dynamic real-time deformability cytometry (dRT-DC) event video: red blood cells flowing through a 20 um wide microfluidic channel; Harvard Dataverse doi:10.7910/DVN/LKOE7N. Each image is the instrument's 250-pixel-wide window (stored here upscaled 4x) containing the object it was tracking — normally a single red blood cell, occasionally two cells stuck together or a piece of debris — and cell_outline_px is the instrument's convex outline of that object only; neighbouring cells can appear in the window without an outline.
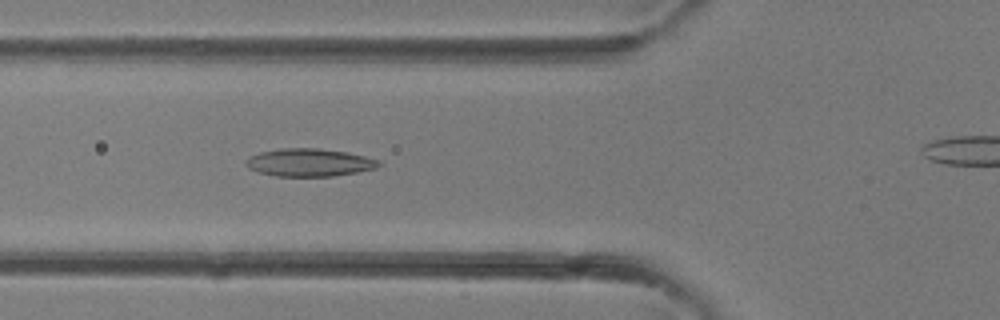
{"species": "common noctule bat (a hibernating species)", "species_latin": "Nyctalus noctula", "temperature_condition": "room temperature", "stored_images_in_passage": 29, "camera_frame_rate_fps": 3000, "um_per_image_px": 0.085, "animal": {"sex": "female"}, "frame": {"image": 1, "passage_image": 15, "time_ms": 4.667, "image_size_px": [1000, 320], "cell_outline_px": [[384, 164], [376, 168], [356, 172], [332, 176], [276, 176], [260, 172], [248, 168], [244, 164], [244, 160], [248, 156], [260, 152], [280, 148], [316, 148], [344, 152], [364, 156], [380, 160]], "centroid_in_image_um": [26.26, 13.81], "position_along_channel_um": 99.5, "area_um2": 21.56}}
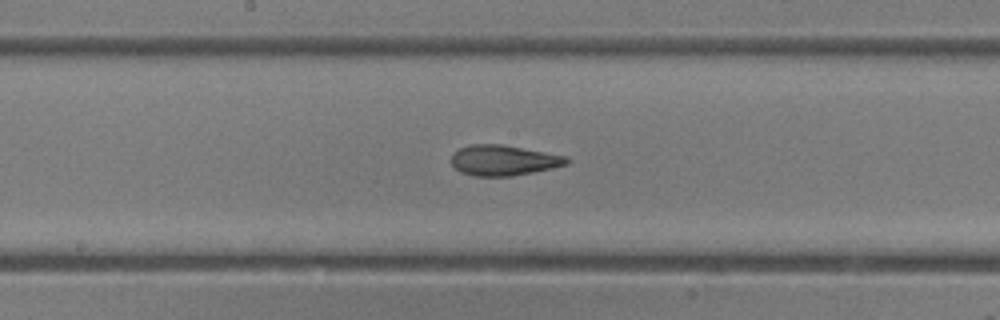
{"frame": {"image": 2, "passage_image": 21, "time_ms": 6.667, "image_size_px": [1000, 320], "cell_outline_px": [[572, 160], [568, 164], [552, 168], [512, 176], [472, 176], [460, 172], [448, 160], [452, 152], [460, 148], [472, 144], [504, 144], [568, 156]], "centroid_in_image_um": [42.79, 13.62], "position_along_channel_um": 205.4, "area_um2": 20.87}}
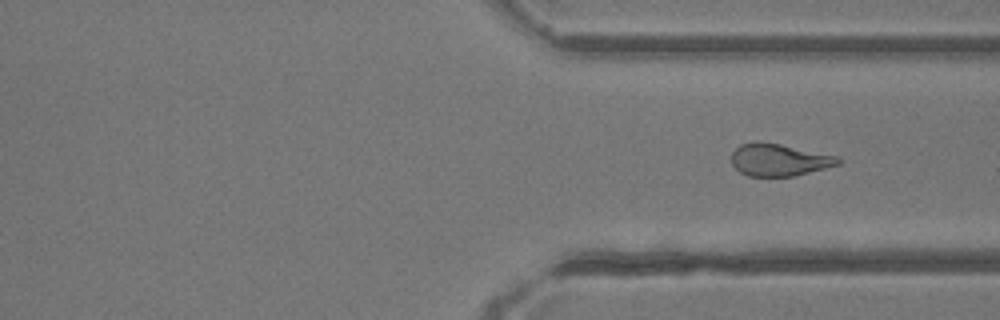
{"frame": {"image": 3, "passage_image": 29, "time_ms": 9.333, "image_size_px": [1000, 320], "cell_outline_px": [[840, 164], [792, 176], [748, 176], [740, 172], [732, 164], [732, 152], [740, 144], [752, 140], [756, 140], [780, 144], [836, 156], [840, 160]], "centroid_in_image_um": [66.15, 13.57], "position_along_channel_um": 345.2, "area_um2": 19.88}}